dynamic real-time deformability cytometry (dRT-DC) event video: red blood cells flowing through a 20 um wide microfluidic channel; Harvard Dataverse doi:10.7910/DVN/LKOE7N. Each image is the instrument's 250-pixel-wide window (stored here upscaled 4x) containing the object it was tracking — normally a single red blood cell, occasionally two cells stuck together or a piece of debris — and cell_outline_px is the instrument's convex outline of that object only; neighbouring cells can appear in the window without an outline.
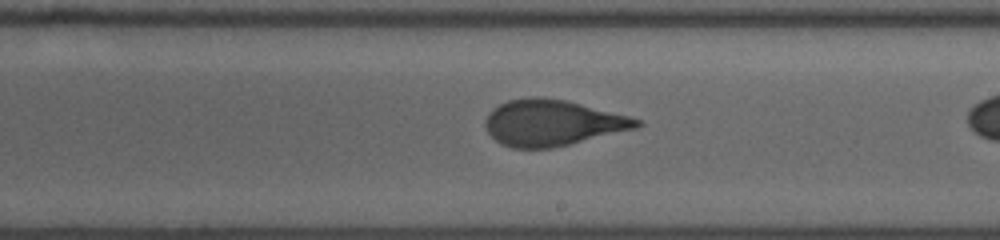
{"species": "human", "species_latin": "Homo sapiens", "temperature_condition": "room temperature", "stored_images_in_passage": 25, "camera_frame_rate_fps": 3000, "um_per_image_px": 0.085, "donor": {"sex": "male"}, "frame": {"image": 1, "passage_image": 18, "time_ms": 8.333, "image_size_px": [1000, 240], "cell_outline_px": [[644, 124], [636, 128], [552, 148], [512, 148], [500, 144], [488, 132], [484, 124], [484, 120], [488, 112], [492, 108], [508, 100], [528, 96], [544, 96], [564, 100], [628, 116], [640, 120]], "centroid_in_image_um": [46.88, 10.43], "position_along_channel_um": 242.1, "area_um2": 40.46}}
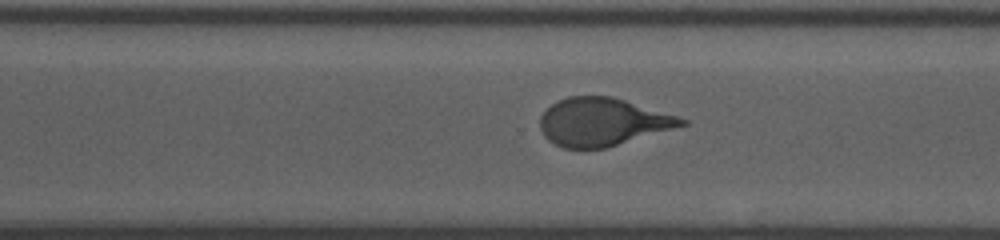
{"frame": {"image": 2, "passage_image": 22, "time_ms": 10.333, "image_size_px": [1000, 240], "cell_outline_px": [[688, 124], [604, 148], [564, 148], [548, 140], [544, 136], [540, 128], [540, 116], [552, 104], [568, 96], [612, 96], [676, 116], [688, 120]], "centroid_in_image_um": [51.18, 10.36], "position_along_channel_um": 319.4, "area_um2": 38.9}}